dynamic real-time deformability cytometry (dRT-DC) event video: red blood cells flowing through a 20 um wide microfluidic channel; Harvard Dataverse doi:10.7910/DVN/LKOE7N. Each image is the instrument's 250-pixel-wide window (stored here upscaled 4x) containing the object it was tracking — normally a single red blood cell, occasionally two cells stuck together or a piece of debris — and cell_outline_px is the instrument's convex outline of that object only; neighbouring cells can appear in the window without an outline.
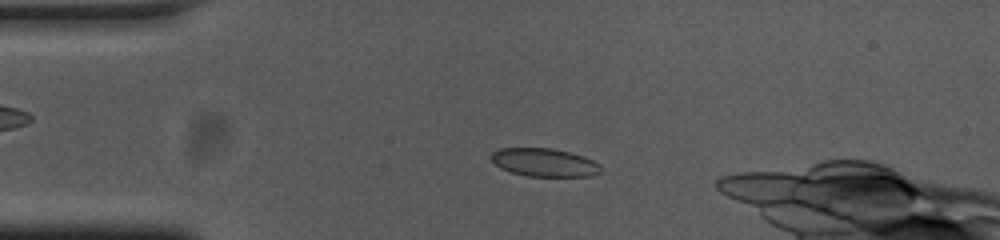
{"species": "common noctule bat (a hibernating species)", "species_latin": "Nyctalus noctula", "temperature_condition": "cold", "stored_images_in_passage": 45, "camera_frame_rate_fps": 3000, "um_per_image_px": 0.085, "animal": {"sex": "female", "body_mass_g": 23.0, "forearm_length_mm": 53.4}, "frame": {"image": 1, "passage_image": 10, "time_ms": 3.0, "image_size_px": [1000, 240], "cell_outline_px": [[600, 172], [592, 176], [528, 176], [512, 172], [500, 168], [488, 156], [492, 152], [500, 148], [552, 148], [584, 156], [600, 164]], "centroid_in_image_um": [46.25, 13.8], "position_along_channel_um": 38.8, "area_um2": 17.98}}
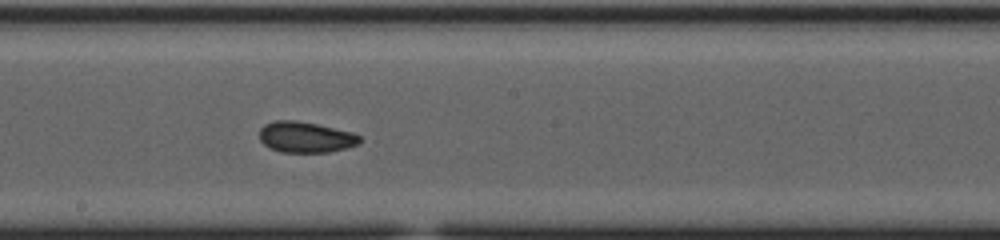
{"frame": {"image": 2, "passage_image": 27, "time_ms": 8.667, "image_size_px": [1000, 240], "cell_outline_px": [[360, 144], [348, 148], [328, 152], [280, 152], [268, 148], [260, 140], [260, 128], [264, 124], [276, 120], [296, 120], [316, 124], [352, 132], [360, 136]], "centroid_in_image_um": [25.97, 11.66], "position_along_channel_um": 222.2, "area_um2": 18.15}}
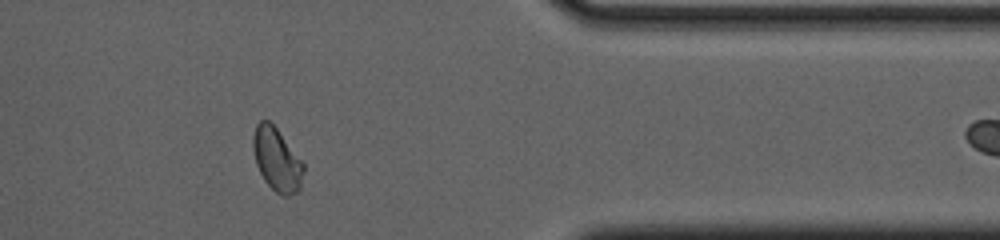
{"frame": {"image": 3, "passage_image": 42, "time_ms": 13.667, "image_size_px": [1000, 240], "cell_outline_px": [[304, 172], [300, 188], [296, 192], [288, 196], [284, 196], [276, 192], [264, 180], [256, 164], [252, 148], [252, 136], [256, 124], [260, 120], [268, 120], [276, 128], [304, 164]], "centroid_in_image_um": [23.51, 13.56], "position_along_channel_um": 387.9, "area_um2": 18.44}, "authors_computed_cell_mechanics": {"area_um2": 18.207, "velocity_mm_per_s": 3.7337, "shape_relaxation_time_tau1_ms": null, "shape_relaxation_time_tau2_ms": 2.0502, "deformation_change_tau1": null, "deformation_change_tau2": 0.0568}}